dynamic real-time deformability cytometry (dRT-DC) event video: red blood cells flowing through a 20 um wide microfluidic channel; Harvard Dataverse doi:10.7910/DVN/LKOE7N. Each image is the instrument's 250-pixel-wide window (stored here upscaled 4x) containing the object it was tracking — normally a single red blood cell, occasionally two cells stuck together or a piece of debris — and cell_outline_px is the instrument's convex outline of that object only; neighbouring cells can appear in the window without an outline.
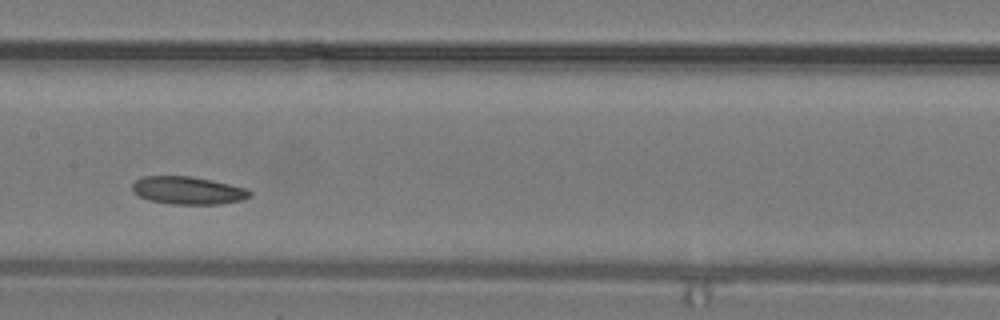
{"species": "common noctule bat (a hibernating species)", "species_latin": "Nyctalus noctula", "temperature_condition": "warm", "stored_images_in_passage": 22, "camera_frame_rate_fps": 3000, "um_per_image_px": 0.085, "animal": {"sex": "male", "body_mass_g": 19.2, "forearm_length_mm": 51.8}, "frame": {"image": 1, "passage_image": 7, "time_ms": 2.0, "image_size_px": [1000, 320], "cell_outline_px": [[252, 196], [240, 200], [220, 204], [172, 204], [148, 200], [132, 192], [132, 184], [136, 180], [144, 176], [192, 176], [212, 180], [248, 188], [252, 192]], "centroid_in_image_um": [15.99, 16.18], "position_along_channel_um": 191.4, "area_um2": 19.13}}
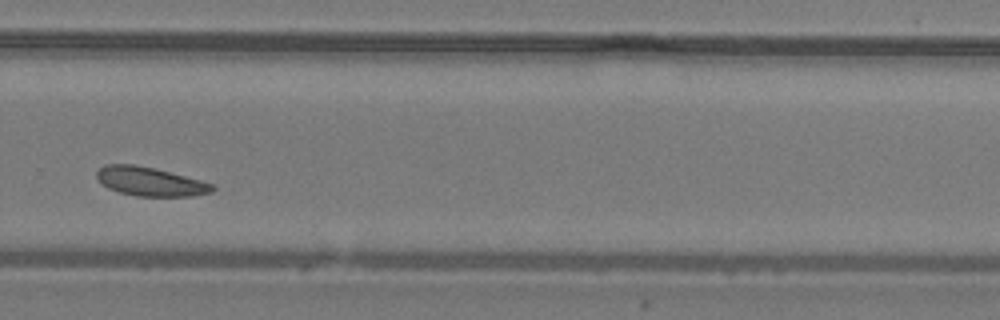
{"frame": {"image": 2, "passage_image": 13, "time_ms": 4.0, "image_size_px": [1000, 320], "cell_outline_px": [[216, 188], [212, 192], [192, 196], [136, 196], [120, 192], [108, 188], [100, 184], [96, 176], [96, 172], [104, 164], [136, 164], [200, 180], [212, 184]], "centroid_in_image_um": [12.72, 15.43], "position_along_channel_um": 317.1, "area_um2": 19.36}}